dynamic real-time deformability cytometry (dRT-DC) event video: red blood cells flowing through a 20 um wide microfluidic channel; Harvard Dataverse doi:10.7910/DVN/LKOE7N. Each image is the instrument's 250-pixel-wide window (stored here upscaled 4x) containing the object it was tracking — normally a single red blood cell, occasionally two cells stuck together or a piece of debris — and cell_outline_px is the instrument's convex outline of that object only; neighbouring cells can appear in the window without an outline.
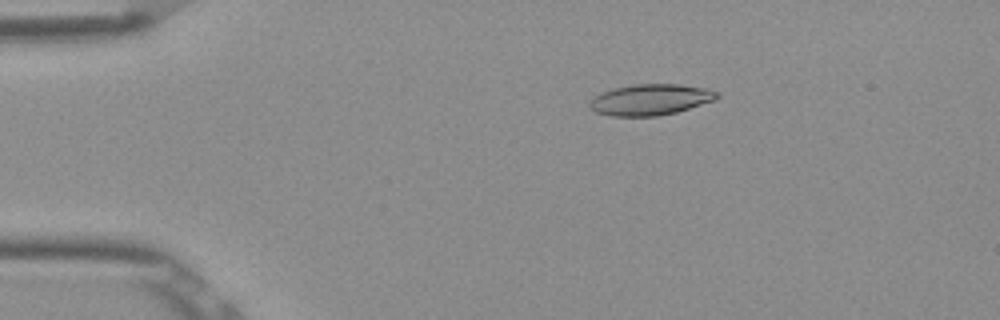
{"species": "Egyptian fruit bat (a non-hibernating species)", "species_latin": "Rousettus aegyptiacus", "temperature_condition": "room temperature", "stored_images_in_passage": 8, "camera_frame_rate_fps": 3000, "um_per_image_px": 0.085, "frame": {"image": 1, "passage_image": 2, "time_ms": 0.333, "image_size_px": [1000, 320], "cell_outline_px": [[720, 96], [716, 100], [676, 112], [656, 116], [612, 116], [596, 112], [588, 104], [600, 92], [612, 88], [632, 84], [680, 84], [704, 88], [720, 92]], "centroid_in_image_um": [55.31, 8.46], "position_along_channel_um": 29.7, "area_um2": 23.06}}
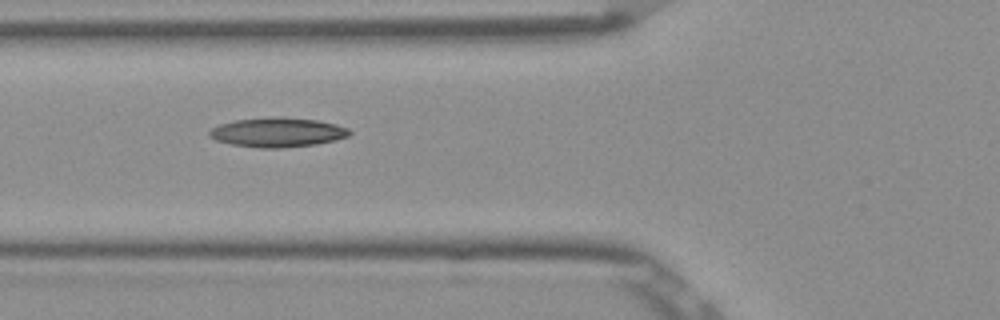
{"frame": {"image": 2, "passage_image": 5, "time_ms": 1.333, "image_size_px": [1000, 320], "cell_outline_px": [[352, 132], [348, 136], [336, 140], [316, 144], [280, 148], [260, 148], [232, 144], [216, 140], [208, 136], [208, 132], [212, 128], [220, 124], [236, 120], [272, 116], [276, 116], [316, 120], [336, 124], [348, 128]], "centroid_in_image_um": [23.59, 11.24], "position_along_channel_um": 102.2, "area_um2": 24.04}}
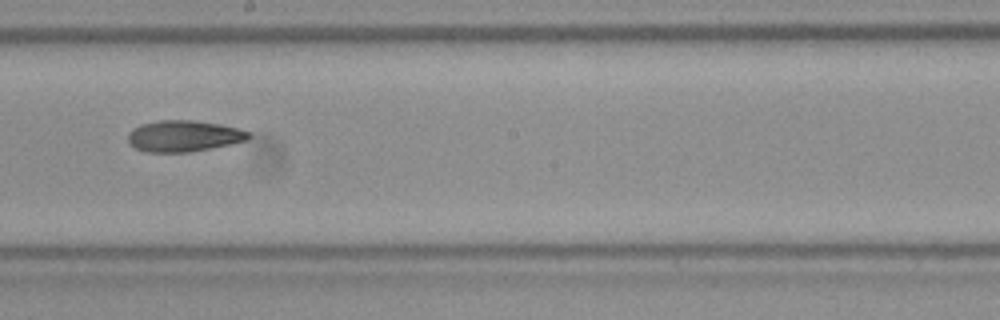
{"frame": {"image": 3, "passage_image": 8, "time_ms": 2.333, "image_size_px": [1000, 320], "cell_outline_px": [[252, 136], [248, 140], [232, 144], [188, 152], [144, 152], [128, 144], [128, 132], [132, 128], [140, 124], [160, 120], [192, 120], [220, 124], [252, 132]], "centroid_in_image_um": [15.61, 11.56], "position_along_channel_um": 232.6, "area_um2": 22.2}}